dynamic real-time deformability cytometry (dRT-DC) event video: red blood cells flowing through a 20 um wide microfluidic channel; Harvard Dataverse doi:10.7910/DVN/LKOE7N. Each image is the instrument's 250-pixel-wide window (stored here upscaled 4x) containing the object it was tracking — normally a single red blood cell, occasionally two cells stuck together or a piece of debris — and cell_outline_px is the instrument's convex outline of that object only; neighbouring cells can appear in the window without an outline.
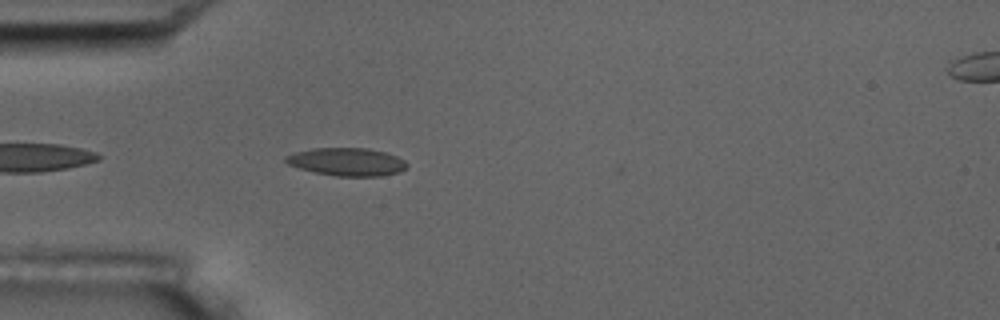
{"species": "common noctule bat (a hibernating species)", "species_latin": "Nyctalus noctula", "temperature_condition": "room temperature", "stored_images_in_passage": 6, "segment_of_instrument_passage": [1, 2], "camera_frame_rate_fps": 3000, "um_per_image_px": 0.085, "animal": {"sex": "male", "body_mass_g": 17.5, "forearm_length_mm": 52.3}, "frame": {"image": 1, "passage_image": 5, "time_ms": 5.333, "image_size_px": [1000, 320], "cell_outline_px": [[408, 164], [400, 172], [380, 176], [336, 176], [316, 172], [300, 168], [288, 164], [284, 160], [284, 156], [296, 152], [312, 148], [368, 148], [384, 152], [396, 156], [404, 160]], "centroid_in_image_um": [29.48, 13.75], "position_along_channel_um": 55.5, "area_um2": 19.59}}